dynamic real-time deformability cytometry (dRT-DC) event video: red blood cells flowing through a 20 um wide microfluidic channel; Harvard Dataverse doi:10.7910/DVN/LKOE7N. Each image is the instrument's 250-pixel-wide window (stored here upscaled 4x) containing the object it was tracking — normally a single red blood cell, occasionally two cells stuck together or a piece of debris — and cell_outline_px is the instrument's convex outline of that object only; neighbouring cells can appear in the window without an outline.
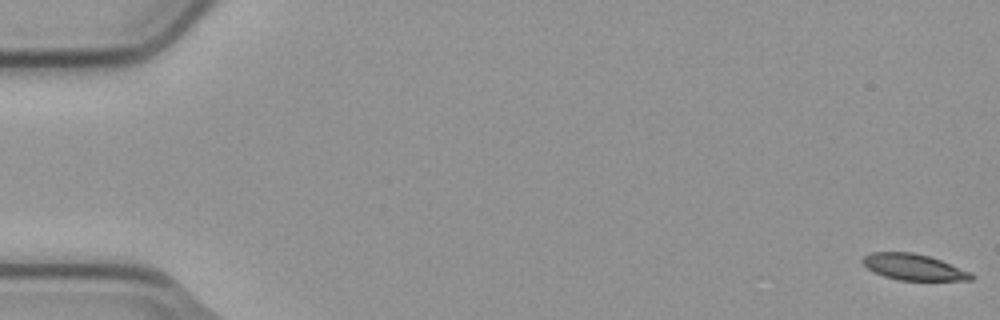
{"species": "common noctule bat (a hibernating species)", "species_latin": "Nyctalus noctula", "temperature_condition": "cold", "stored_images_in_passage": 6, "camera_frame_rate_fps": 3000, "um_per_image_px": 0.085, "animal": {"sex": "male", "body_mass_g": 23.1, "forearm_length_mm": 52.7}, "frame": {"image": 1, "passage_image": 1, "time_ms": 0.0, "image_size_px": [1000, 320], "cell_outline_px": [[976, 276], [972, 280], [900, 280], [884, 276], [868, 268], [860, 260], [864, 256], [872, 252], [912, 252], [928, 256], [940, 260], [972, 272]], "centroid_in_image_um": [77.69, 22.7], "position_along_channel_um": 7.3, "area_um2": 16.42}}
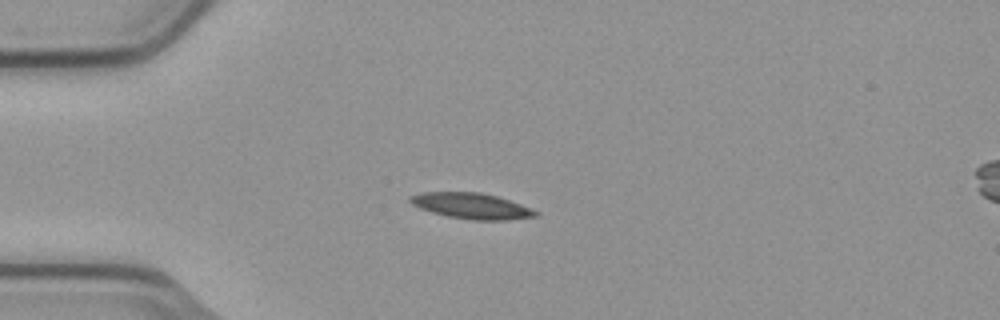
{"frame": {"image": 2, "passage_image": 5, "time_ms": 1.333, "image_size_px": [1000, 320], "cell_outline_px": [[540, 216], [508, 220], [472, 220], [448, 216], [432, 212], [420, 208], [412, 204], [408, 200], [408, 196], [420, 192], [480, 192], [496, 196], [520, 204], [540, 212]], "centroid_in_image_um": [40.08, 17.5], "position_along_channel_um": 44.9, "area_um2": 18.9}}